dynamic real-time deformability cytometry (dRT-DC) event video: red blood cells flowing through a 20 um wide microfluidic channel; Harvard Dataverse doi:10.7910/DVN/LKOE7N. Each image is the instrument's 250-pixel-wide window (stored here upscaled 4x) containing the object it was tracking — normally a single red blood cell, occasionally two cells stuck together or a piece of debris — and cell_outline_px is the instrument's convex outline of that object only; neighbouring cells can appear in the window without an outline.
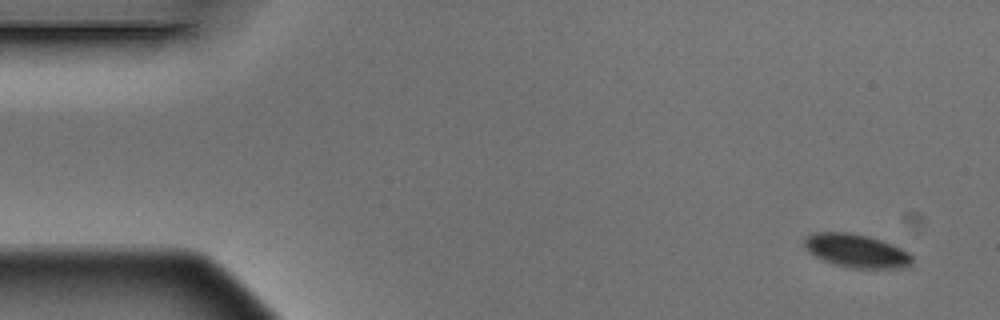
{"species": "Egyptian fruit bat (a non-hibernating species)", "species_latin": "Rousettus aegyptiacus", "temperature_condition": "warm", "stored_images_in_passage": 4, "camera_frame_rate_fps": 3000, "um_per_image_px": 0.085, "animal": {"sex": "male"}, "frame": {"image": 1, "passage_image": 1, "time_ms": 0.0, "image_size_px": [1000, 320], "cell_outline_px": [[912, 264], [904, 268], [852, 268], [836, 264], [824, 260], [808, 252], [804, 248], [804, 236], [812, 232], [852, 232], [868, 236], [892, 244], [908, 252], [912, 256]], "centroid_in_image_um": [72.76, 21.3], "position_along_channel_um": 12.2, "area_um2": 21.1}}